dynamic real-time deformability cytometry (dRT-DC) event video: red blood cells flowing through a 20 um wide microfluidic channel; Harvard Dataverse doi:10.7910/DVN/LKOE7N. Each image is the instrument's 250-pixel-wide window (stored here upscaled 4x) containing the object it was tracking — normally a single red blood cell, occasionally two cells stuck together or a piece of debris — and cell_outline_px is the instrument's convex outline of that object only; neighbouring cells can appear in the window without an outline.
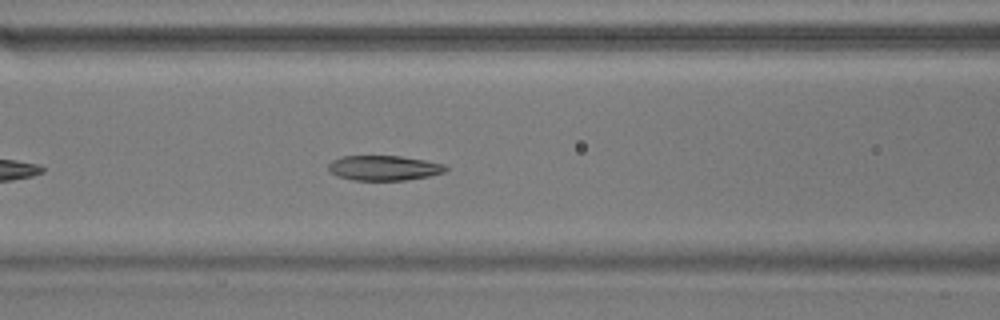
{"species": "common noctule bat (a hibernating species)", "species_latin": "Nyctalus noctula", "temperature_condition": "warm", "stored_images_in_passage": 36, "camera_frame_rate_fps": 3000, "um_per_image_px": 0.085, "animal": {"sex": "male", "body_mass_g": 17.9}, "frame": {"image": 1, "passage_image": 10, "time_ms": 3.0, "image_size_px": [1000, 320], "cell_outline_px": [[448, 168], [444, 172], [428, 176], [404, 180], [356, 180], [336, 176], [328, 172], [328, 164], [332, 160], [340, 156], [400, 156], [424, 160], [444, 164]], "centroid_in_image_um": [32.58, 14.27], "position_along_channel_um": 134.0, "area_um2": 17.05}}
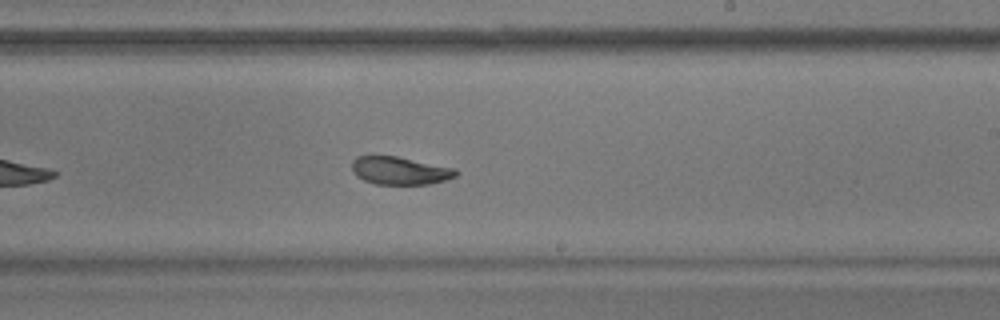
{"frame": {"image": 2, "passage_image": 20, "time_ms": 6.333, "image_size_px": [1000, 320], "cell_outline_px": [[460, 172], [456, 176], [444, 180], [428, 184], [376, 184], [364, 180], [356, 176], [352, 172], [352, 160], [356, 156], [396, 156], [456, 168]], "centroid_in_image_um": [33.99, 14.5], "position_along_channel_um": 255.0, "area_um2": 16.94}}
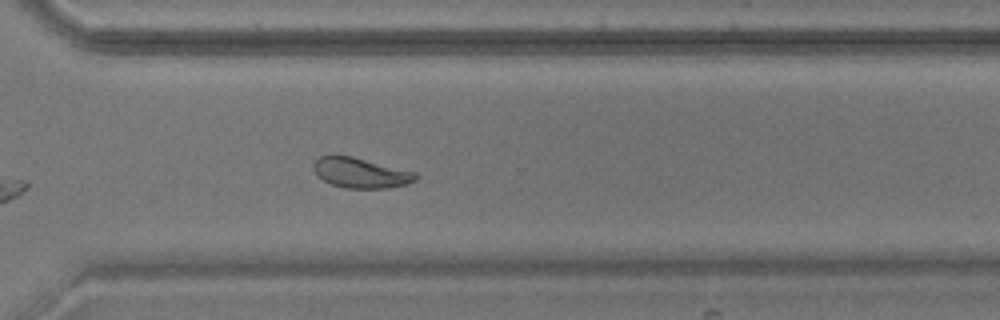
{"frame": {"image": 3, "passage_image": 27, "time_ms": 8.667, "image_size_px": [1000, 320], "cell_outline_px": [[420, 176], [416, 180], [408, 184], [388, 188], [344, 188], [332, 184], [324, 180], [312, 168], [312, 164], [320, 156], [352, 156], [416, 172]], "centroid_in_image_um": [30.71, 14.7], "position_along_channel_um": 339.9, "area_um2": 17.86}, "authors_computed_cell_mechanics": {"area_um2": 17.6579, "velocity_mm_per_s": 3.6416, "shape_relaxation_time_tau1_ms": 6.4143, "shape_relaxation_time_tau2_ms": 2.395, "deformation_change_tau1": 0.1686, "deformation_change_tau2": 0.0813}}